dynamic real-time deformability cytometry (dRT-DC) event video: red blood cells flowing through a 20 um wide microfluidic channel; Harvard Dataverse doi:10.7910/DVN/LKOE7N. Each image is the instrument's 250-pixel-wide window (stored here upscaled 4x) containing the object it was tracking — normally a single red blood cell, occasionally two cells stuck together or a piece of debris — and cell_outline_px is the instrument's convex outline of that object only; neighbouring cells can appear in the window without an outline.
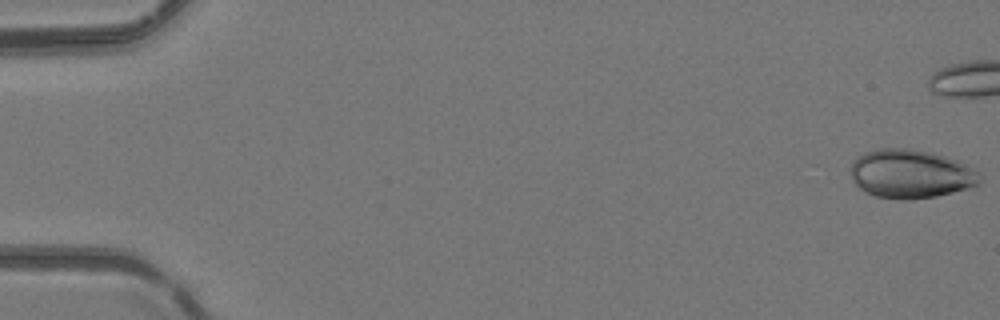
{"species": "common noctule bat (a hibernating species)", "species_latin": "Nyctalus noctula", "temperature_condition": "room temperature", "stored_images_in_passage": 41, "camera_frame_rate_fps": 3000, "um_per_image_px": 0.085, "animal": {"sex": "female", "body_mass_g": 24.6, "forearm_length_mm": 56.2}, "frame": {"image": 1, "passage_image": 1, "time_ms": 0.0, "image_size_px": [1000, 320], "cell_outline_px": [[980, 180], [976, 184], [968, 188], [936, 196], [908, 200], [900, 200], [876, 196], [864, 192], [852, 180], [852, 160], [864, 152], [880, 148], [908, 148], [932, 152], [956, 160], [980, 172]], "centroid_in_image_um": [77.38, 14.78], "position_along_channel_um": 7.6, "area_um2": 36.65}}
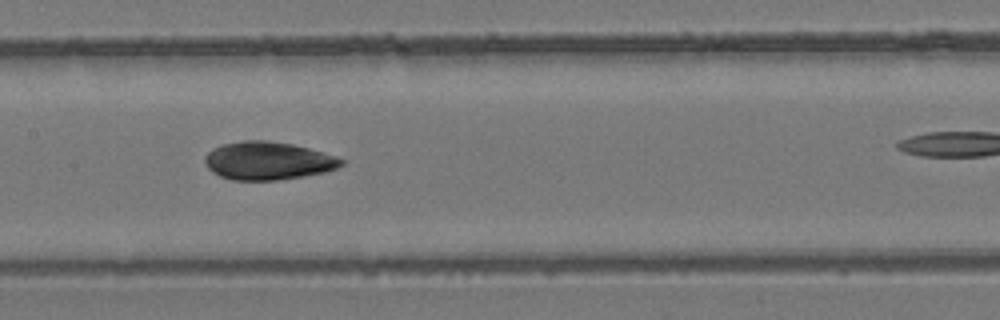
{"frame": {"image": 2, "passage_image": 26, "time_ms": 8.333, "image_size_px": [1000, 320], "cell_outline_px": [[344, 164], [336, 168], [324, 172], [304, 176], [276, 180], [232, 180], [220, 176], [212, 172], [208, 168], [204, 160], [204, 156], [212, 148], [224, 144], [244, 140], [268, 140], [292, 144], [324, 152], [336, 156], [344, 160]], "centroid_in_image_um": [22.76, 13.66], "position_along_channel_um": 184.6, "area_um2": 30.29}}
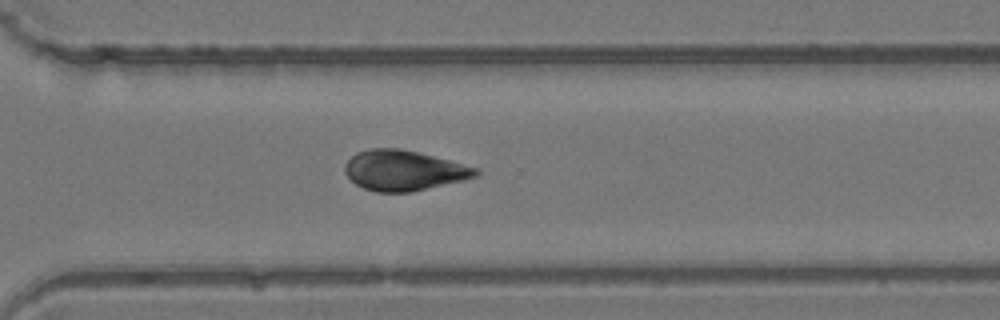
{"frame": {"image": 3, "passage_image": 37, "time_ms": 12.0, "image_size_px": [1000, 320], "cell_outline_px": [[480, 172], [476, 176], [464, 180], [408, 192], [376, 192], [364, 188], [356, 184], [344, 172], [344, 164], [356, 152], [368, 148], [400, 148], [480, 168]], "centroid_in_image_um": [34.3, 14.48], "position_along_channel_um": 336.3, "area_um2": 30.52}}